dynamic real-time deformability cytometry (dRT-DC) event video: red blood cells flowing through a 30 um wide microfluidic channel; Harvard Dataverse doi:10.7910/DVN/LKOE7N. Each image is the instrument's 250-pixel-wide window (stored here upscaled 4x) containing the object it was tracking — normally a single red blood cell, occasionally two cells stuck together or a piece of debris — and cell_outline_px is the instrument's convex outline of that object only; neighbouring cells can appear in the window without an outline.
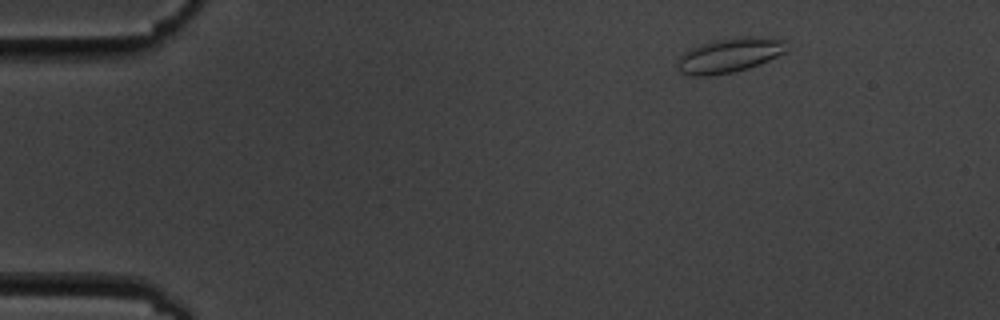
{"species": "common noctule bat (a hibernating species)", "species_latin": "Nyctalus noctula", "temperature_condition": "cold", "stored_images_in_passage": 6, "camera_frame_rate_fps": 3000, "um_per_image_px": 0.085, "animal": {"sex": "male", "body_mass_g": 19.5, "forearm_length_mm": 54.6}, "frame": {"image": 1, "passage_image": 1, "time_ms": 0.0, "image_size_px": [1000, 320], "cell_outline_px": [[788, 48], [784, 52], [768, 60], [748, 68], [732, 72], [708, 76], [692, 76], [680, 72], [680, 56], [688, 48], [716, 40], [744, 36], [756, 36], [784, 40]], "centroid_in_image_um": [62.01, 4.69], "position_along_channel_um": 23.0, "area_um2": 21.62}}
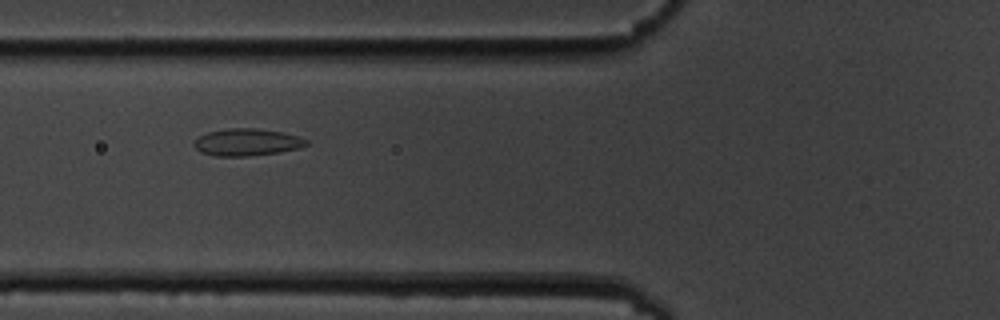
{"frame": {"image": 2, "passage_image": 5, "time_ms": 4.667, "image_size_px": [1000, 320], "cell_outline_px": [[308, 144], [300, 148], [280, 152], [248, 156], [212, 156], [200, 152], [192, 144], [200, 136], [208, 132], [228, 128], [256, 128], [280, 132], [300, 136], [308, 140]], "centroid_in_image_um": [21.0, 12.09], "position_along_channel_um": 104.8, "area_um2": 17.8}}
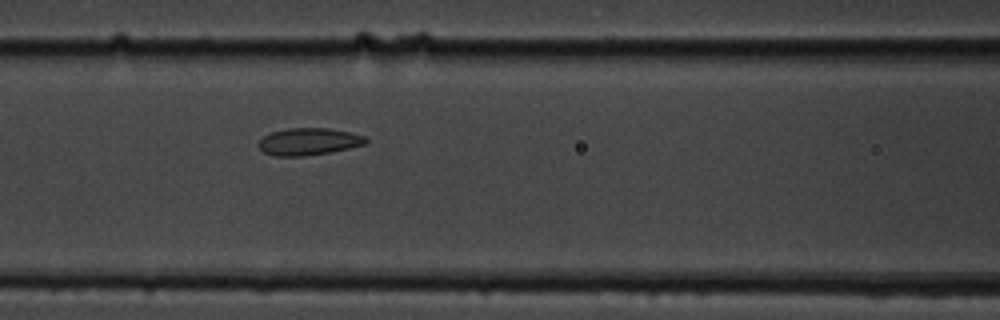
{"frame": {"image": 3, "passage_image": 6, "time_ms": 5.667, "image_size_px": [1000, 320], "cell_outline_px": [[368, 144], [328, 152], [304, 156], [272, 156], [264, 152], [256, 144], [264, 136], [272, 132], [288, 128], [328, 128], [348, 132], [364, 136], [368, 140]], "centroid_in_image_um": [26.22, 12.04], "position_along_channel_um": 140.4, "area_um2": 16.88}}